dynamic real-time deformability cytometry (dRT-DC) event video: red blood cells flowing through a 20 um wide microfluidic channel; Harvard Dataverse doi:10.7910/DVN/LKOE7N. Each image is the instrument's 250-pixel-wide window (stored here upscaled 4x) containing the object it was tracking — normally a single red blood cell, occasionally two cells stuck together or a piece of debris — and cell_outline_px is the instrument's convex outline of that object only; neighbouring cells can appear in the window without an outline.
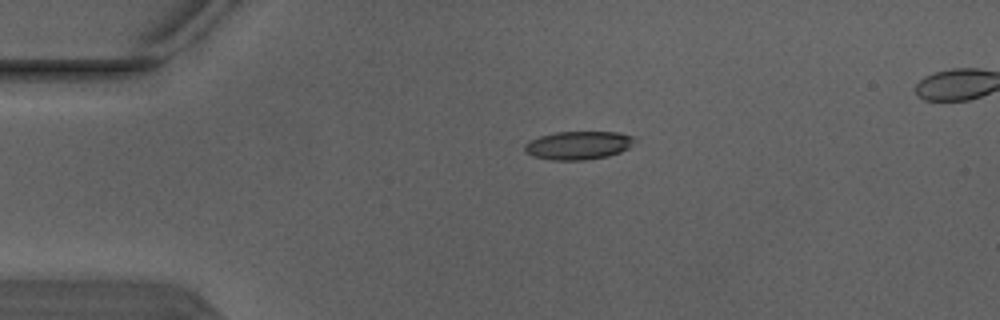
{"species": "Egyptian fruit bat (a non-hibernating species)", "species_latin": "Rousettus aegyptiacus", "temperature_condition": "warm", "stored_images_in_passage": 3, "camera_frame_rate_fps": 3000, "um_per_image_px": 0.085, "animal": {"sex": "male"}, "frame": {"image": 1, "passage_image": 1, "time_ms": 0.0, "image_size_px": [1000, 320], "cell_outline_px": [[636, 140], [628, 148], [620, 152], [608, 156], [584, 160], [552, 160], [532, 156], [524, 148], [524, 144], [528, 140], [540, 136], [556, 132], [620, 132], [636, 136]], "centroid_in_image_um": [49.18, 12.34], "position_along_channel_um": 35.8, "area_um2": 18.26}}